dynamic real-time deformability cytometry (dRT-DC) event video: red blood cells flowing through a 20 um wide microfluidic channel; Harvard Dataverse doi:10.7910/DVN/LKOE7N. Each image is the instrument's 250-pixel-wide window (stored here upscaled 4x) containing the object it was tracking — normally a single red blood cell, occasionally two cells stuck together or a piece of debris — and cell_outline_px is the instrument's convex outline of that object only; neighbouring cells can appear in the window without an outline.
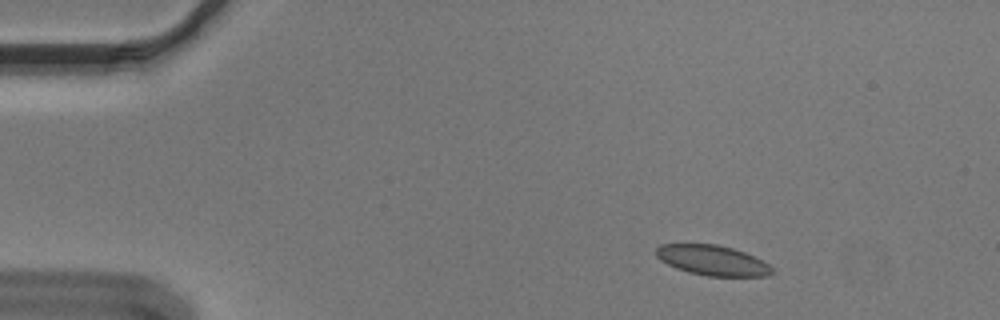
{"species": "Egyptian fruit bat (a non-hibernating species)", "species_latin": "Rousettus aegyptiacus", "temperature_condition": "cold", "stored_images_in_passage": 48, "camera_frame_rate_fps": 3000, "um_per_image_px": 0.085, "animal": {"sex": "male"}, "frame": {"image": 1, "passage_image": 1, "time_ms": 0.0, "image_size_px": [1000, 320], "cell_outline_px": [[776, 272], [768, 276], [708, 276], [688, 272], [676, 268], [660, 260], [656, 256], [656, 248], [660, 244], [716, 244], [732, 248], [744, 252], [768, 264]], "centroid_in_image_um": [60.55, 22.13], "position_along_channel_um": 24.5, "area_um2": 20.29}}
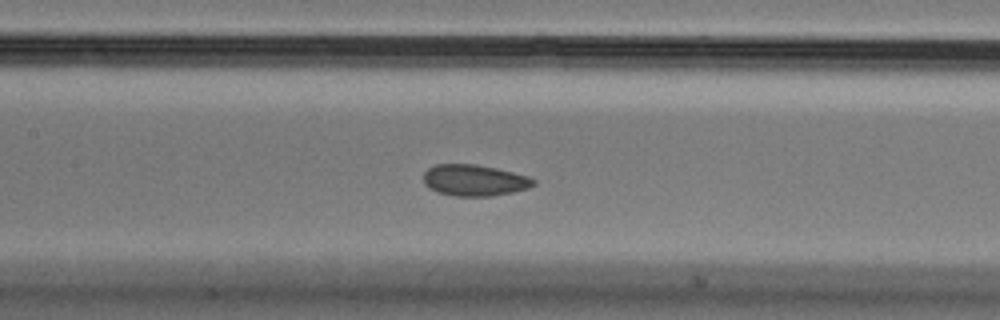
{"frame": {"image": 2, "passage_image": 19, "time_ms": 6.0, "image_size_px": [1000, 320], "cell_outline_px": [[536, 184], [528, 188], [512, 192], [492, 196], [452, 196], [436, 192], [428, 188], [424, 184], [424, 172], [428, 168], [436, 164], [476, 164], [496, 168], [528, 176], [536, 180]], "centroid_in_image_um": [40.3, 15.33], "position_along_channel_um": 167.1, "area_um2": 20.23}}
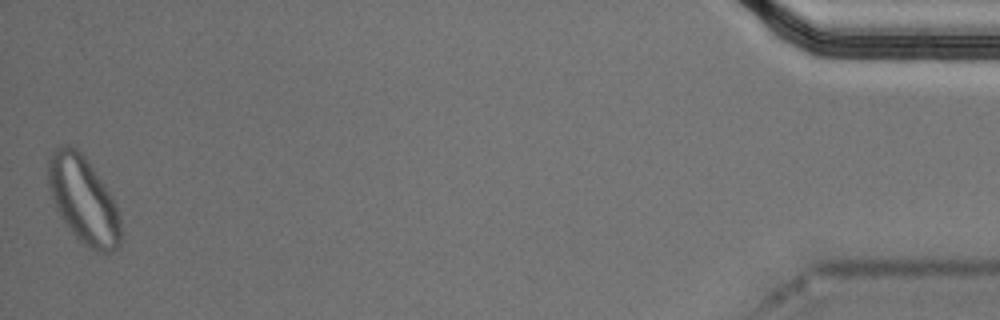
{"frame": {"image": 3, "passage_image": 48, "time_ms": 15.667, "image_size_px": [1000, 320], "cell_outline_px": [[120, 244], [112, 252], [96, 252], [76, 240], [64, 224], [56, 208], [48, 188], [48, 156], [56, 148], [64, 144], [68, 144], [76, 148], [84, 156], [104, 184], [112, 196], [116, 204], [120, 216]], "centroid_in_image_um": [7.07, 17.02], "position_along_channel_um": 428.1, "area_um2": 37.05}, "authors_computed_cell_mechanics": {"area_um2": 21.0103, "velocity_mm_per_s": 3.6086, "shape_relaxation_time_tau1_ms": null, "shape_relaxation_time_tau2_ms": 2.0636, "deformation_change_tau1": null, "deformation_change_tau2": 0.0472}}